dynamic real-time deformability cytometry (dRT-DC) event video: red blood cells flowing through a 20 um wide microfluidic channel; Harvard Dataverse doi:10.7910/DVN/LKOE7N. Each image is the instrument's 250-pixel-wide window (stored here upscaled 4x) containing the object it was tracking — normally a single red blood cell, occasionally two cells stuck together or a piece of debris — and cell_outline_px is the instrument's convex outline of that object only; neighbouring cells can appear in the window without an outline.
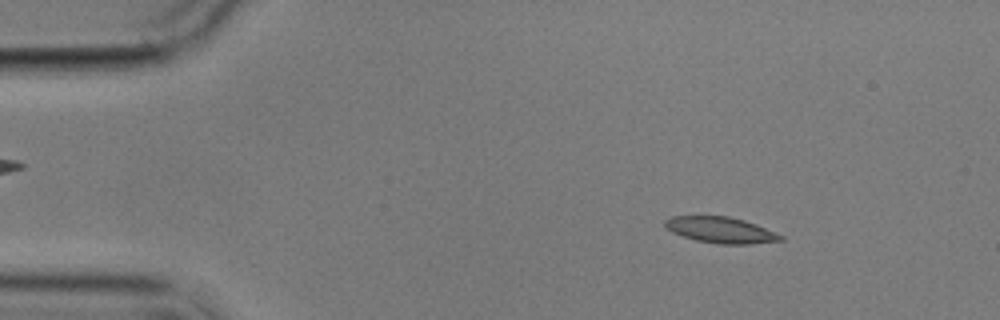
{"species": "common noctule bat (a hibernating species)", "species_latin": "Nyctalus noctula", "temperature_condition": "cold", "stored_images_in_passage": 4, "camera_frame_rate_fps": 3000, "um_per_image_px": 0.085, "animal": {"sex": "male", "body_mass_g": 17.9}, "frame": {"image": 1, "passage_image": 2, "time_ms": 1.0, "image_size_px": [1000, 320], "cell_outline_px": [[784, 240], [748, 244], [720, 244], [696, 240], [672, 232], [664, 224], [664, 220], [672, 216], [728, 216], [744, 220], [756, 224], [784, 236]], "centroid_in_image_um": [61.27, 19.54], "position_along_channel_um": 23.7, "area_um2": 17.4}}